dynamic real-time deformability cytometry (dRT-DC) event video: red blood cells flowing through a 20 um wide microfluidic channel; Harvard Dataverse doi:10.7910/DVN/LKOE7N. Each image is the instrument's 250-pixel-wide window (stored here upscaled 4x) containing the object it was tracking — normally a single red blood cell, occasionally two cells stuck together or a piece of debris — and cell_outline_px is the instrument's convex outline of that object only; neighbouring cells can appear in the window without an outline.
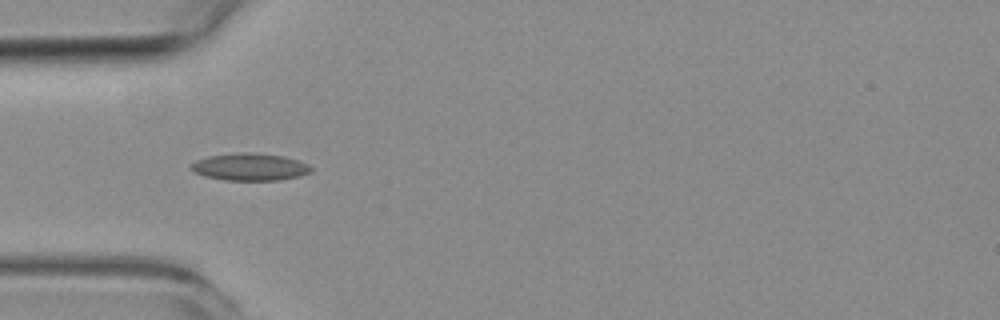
{"species": "common noctule bat (a hibernating species)", "species_latin": "Nyctalus noctula", "temperature_condition": "room temperature", "stored_images_in_passage": 1, "camera_frame_rate_fps": 3000, "um_per_image_px": 0.085, "animal": {"sex": "female", "body_mass_g": 19.3, "forearm_length_mm": 54.1}, "frame": {"image": 1, "passage_image": 1, "time_ms": 0.0, "image_size_px": [1000, 320], "cell_outline_px": [[312, 172], [300, 176], [280, 180], [224, 180], [204, 176], [188, 168], [196, 160], [208, 156], [240, 152], [248, 152], [284, 156], [308, 164], [312, 168]], "centroid_in_image_um": [21.24, 14.19], "position_along_channel_um": 63.8, "area_um2": 19.07}}